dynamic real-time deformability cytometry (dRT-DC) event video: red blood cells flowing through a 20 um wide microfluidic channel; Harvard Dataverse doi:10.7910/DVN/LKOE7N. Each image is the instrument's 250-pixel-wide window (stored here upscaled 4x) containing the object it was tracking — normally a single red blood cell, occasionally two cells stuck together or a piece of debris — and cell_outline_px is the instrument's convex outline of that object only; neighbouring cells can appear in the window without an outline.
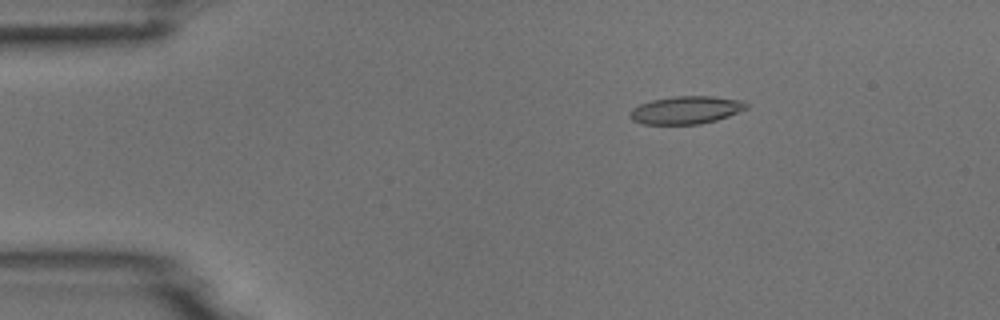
{"species": "common noctule bat (a hibernating species)", "species_latin": "Nyctalus noctula", "temperature_condition": "room temperature", "stored_images_in_passage": 53, "camera_frame_rate_fps": 3000, "um_per_image_px": 0.085, "animal": {"sex": "male", "body_mass_g": 18.8}, "frame": {"image": 1, "passage_image": 9, "time_ms": 2.667, "image_size_px": [1000, 320], "cell_outline_px": [[748, 108], [728, 116], [716, 120], [700, 124], [644, 124], [632, 120], [628, 116], [632, 108], [640, 104], [652, 100], [672, 96], [712, 96], [744, 100], [748, 104]], "centroid_in_image_um": [58.32, 9.34], "position_along_channel_um": 26.7, "area_um2": 18.96}}
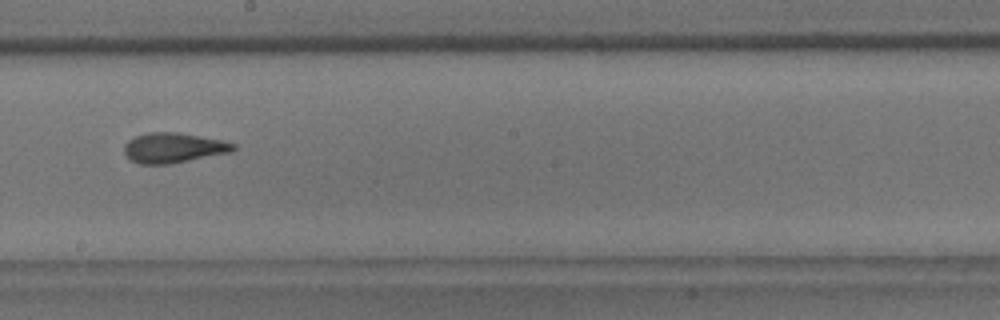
{"frame": {"image": 2, "passage_image": 30, "time_ms": 9.667, "image_size_px": [1000, 320], "cell_outline_px": [[236, 148], [232, 152], [168, 164], [140, 164], [128, 160], [124, 152], [124, 144], [128, 140], [136, 136], [148, 132], [176, 132], [220, 140], [236, 144]], "centroid_in_image_um": [14.7, 12.57], "position_along_channel_um": 233.5, "area_um2": 19.07}}
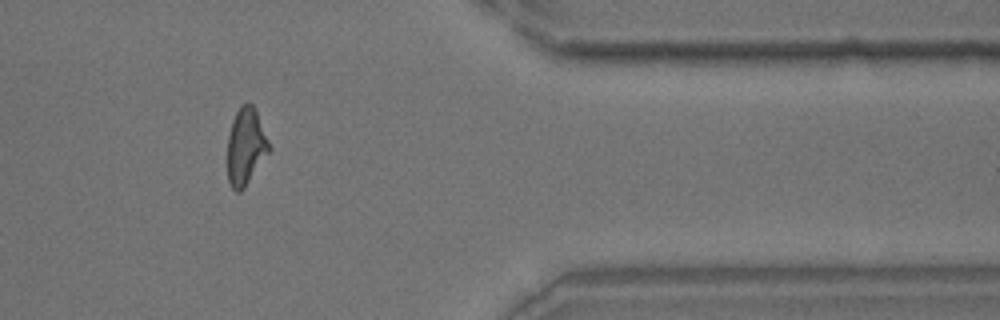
{"frame": {"image": 3, "passage_image": 44, "time_ms": 14.333, "image_size_px": [1000, 320], "cell_outline_px": [[272, 148], [244, 188], [240, 192], [236, 192], [232, 188], [228, 180], [228, 132], [232, 120], [240, 104], [248, 100], [252, 104], [256, 112]], "centroid_in_image_um": [20.88, 12.43], "position_along_channel_um": 390.5, "area_um2": 18.73}}